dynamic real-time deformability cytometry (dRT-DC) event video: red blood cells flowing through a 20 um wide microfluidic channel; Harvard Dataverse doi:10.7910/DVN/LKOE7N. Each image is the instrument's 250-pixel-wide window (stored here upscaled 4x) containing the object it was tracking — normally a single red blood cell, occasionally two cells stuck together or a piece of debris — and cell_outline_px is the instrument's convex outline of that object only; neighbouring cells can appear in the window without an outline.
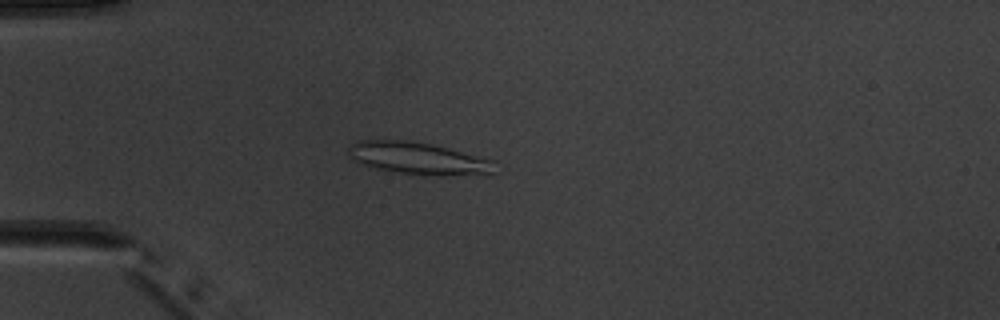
{"species": "common noctule bat (a hibernating species)", "species_latin": "Nyctalus noctula", "temperature_condition": "warm", "stored_images_in_passage": 3, "camera_frame_rate_fps": 3000, "um_per_image_px": 0.085, "animal": {"sex": "male", "body_mass_g": 20.1, "forearm_length_mm": 53.5}, "frame": {"image": 1, "passage_image": 3, "time_ms": 2.0, "image_size_px": [1000, 320], "cell_outline_px": [[492, 172], [488, 176], [420, 176], [376, 168], [352, 160], [348, 152], [348, 148], [352, 144], [360, 140], [412, 140], [432, 144], [448, 148], [492, 160]], "centroid_in_image_um": [35.58, 13.48], "position_along_channel_um": 49.4, "area_um2": 27.74}}